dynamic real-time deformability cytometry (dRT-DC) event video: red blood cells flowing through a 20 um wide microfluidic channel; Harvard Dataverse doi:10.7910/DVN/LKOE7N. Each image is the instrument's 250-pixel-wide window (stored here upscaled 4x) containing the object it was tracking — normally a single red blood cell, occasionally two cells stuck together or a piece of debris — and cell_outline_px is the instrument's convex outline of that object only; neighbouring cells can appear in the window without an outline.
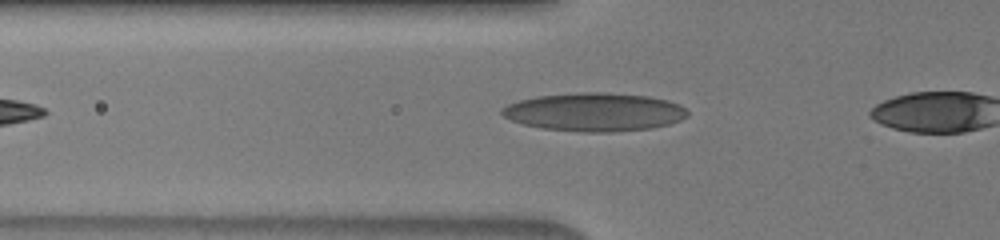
{"species": "human", "species_latin": "Homo sapiens", "temperature_condition": "warm", "stored_images_in_passage": 5, "camera_frame_rate_fps": 3000, "um_per_image_px": 0.085, "donor": {"sex": "male"}, "frame": {"image": 1, "passage_image": 4, "time_ms": 1.0, "image_size_px": [1000, 240], "cell_outline_px": [[688, 116], [680, 120], [668, 124], [652, 128], [612, 132], [584, 132], [544, 128], [524, 124], [512, 120], [504, 116], [500, 112], [500, 108], [508, 104], [520, 100], [536, 96], [580, 92], [604, 92], [648, 96], [668, 100], [680, 104], [688, 112]], "centroid_in_image_um": [50.54, 9.51], "position_along_channel_um": 75.3, "area_um2": 41.44}}